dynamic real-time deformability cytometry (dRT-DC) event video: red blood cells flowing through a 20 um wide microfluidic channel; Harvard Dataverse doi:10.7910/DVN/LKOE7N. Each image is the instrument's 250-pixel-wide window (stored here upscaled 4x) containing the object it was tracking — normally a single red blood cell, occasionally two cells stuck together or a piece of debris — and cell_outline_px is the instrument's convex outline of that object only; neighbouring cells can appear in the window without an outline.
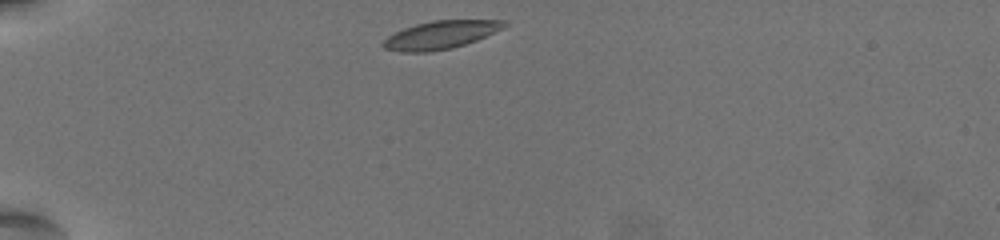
{"species": "common noctule bat (a hibernating species)", "species_latin": "Nyctalus noctula", "temperature_condition": "warm", "stored_images_in_passage": 36, "camera_frame_rate_fps": 3000, "um_per_image_px": 0.085, "animal": {"sex": "female", "body_mass_g": 19.5, "forearm_length_mm": 54.1}, "frame": {"image": 1, "passage_image": 1, "time_ms": 0.0, "image_size_px": [1000, 240], "cell_outline_px": [[508, 24], [504, 28], [476, 40], [452, 48], [428, 52], [400, 52], [384, 48], [380, 44], [388, 36], [404, 28], [416, 24], [432, 20], [508, 20]], "centroid_in_image_um": [37.46, 2.96], "position_along_channel_um": 47.5, "area_um2": 19.77}}
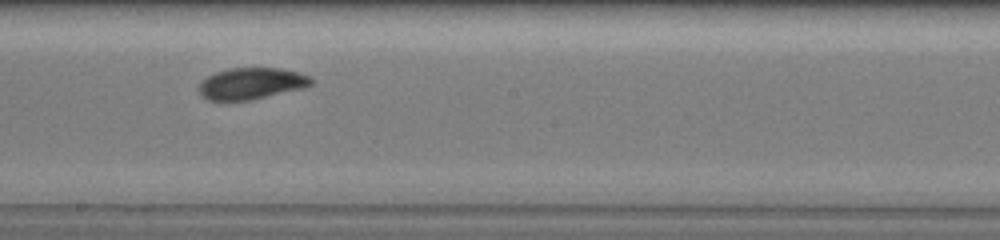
{"frame": {"image": 2, "passage_image": 20, "time_ms": 6.333, "image_size_px": [1000, 240], "cell_outline_px": [[312, 84], [304, 88], [248, 100], [208, 100], [200, 92], [200, 84], [208, 76], [216, 72], [232, 68], [280, 68], [300, 72], [312, 76]], "centroid_in_image_um": [21.43, 7.08], "position_along_channel_um": 226.8, "area_um2": 20.35}}
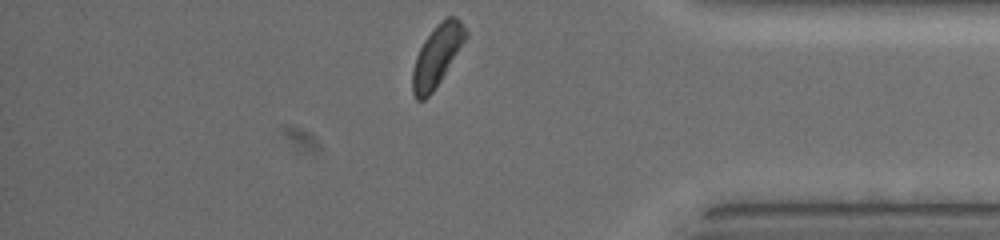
{"frame": {"image": 3, "passage_image": 36, "time_ms": 11.667, "image_size_px": [1000, 240], "cell_outline_px": [[468, 36], [440, 80], [432, 92], [424, 100], [416, 100], [412, 92], [412, 68], [416, 56], [424, 40], [436, 24], [440, 20], [448, 16], [456, 16], [460, 20], [468, 32]], "centroid_in_image_um": [37.13, 4.7], "position_along_channel_um": 398.1, "area_um2": 18.84}, "authors_computed_cell_mechanics": {"area_um2": 20.4323, "velocity_mm_per_s": 3.5109, "shape_relaxation_time_tau1_ms": 3.1216, "shape_relaxation_time_tau2_ms": 2.4562, "deformation_change_tau1": 0.1023, "deformation_change_tau2": 0.0616}}